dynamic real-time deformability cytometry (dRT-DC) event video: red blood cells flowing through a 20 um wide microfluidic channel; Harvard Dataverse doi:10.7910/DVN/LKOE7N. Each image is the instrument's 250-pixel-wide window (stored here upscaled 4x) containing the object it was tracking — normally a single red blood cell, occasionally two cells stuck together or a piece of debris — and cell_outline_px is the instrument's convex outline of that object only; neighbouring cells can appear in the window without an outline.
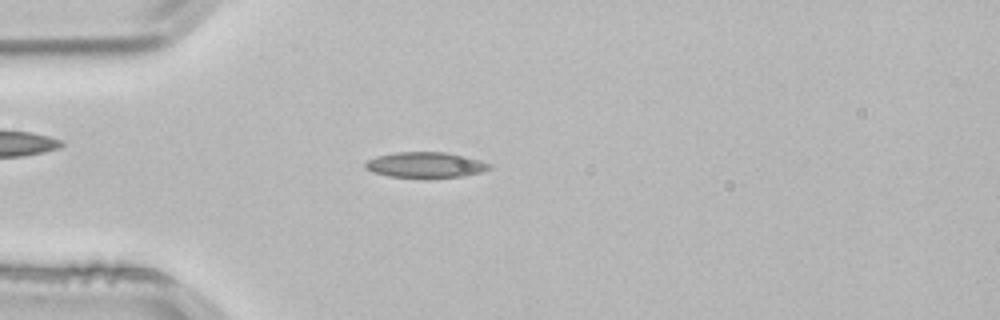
{"species": "common noctule bat (a hibernating species)", "species_latin": "Nyctalus noctula", "temperature_condition": "room temperature", "stored_images_in_passage": 51, "camera_frame_rate_fps": 3000, "um_per_image_px": 0.085, "animal": {"sex": "male", "body_mass_g": 21.5, "forearm_length_mm": 52.0}, "frame": {"image": 1, "passage_image": 13, "time_ms": 4.0, "image_size_px": [1000, 320], "cell_outline_px": [[492, 168], [480, 172], [464, 176], [388, 176], [372, 172], [364, 168], [364, 164], [368, 160], [376, 156], [396, 152], [448, 152], [468, 156], [480, 160], [488, 164]], "centroid_in_image_um": [36.15, 13.98], "position_along_channel_um": 48.9, "area_um2": 18.15}}
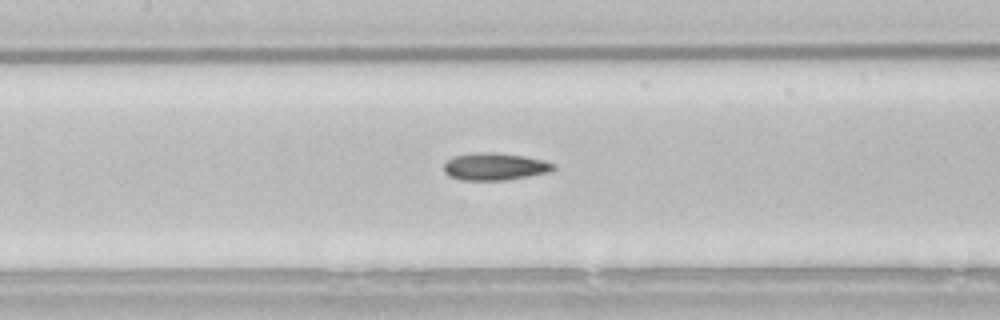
{"frame": {"image": 2, "passage_image": 23, "time_ms": 7.333, "image_size_px": [1000, 320], "cell_outline_px": [[556, 168], [552, 172], [504, 180], [460, 180], [448, 176], [444, 172], [444, 164], [452, 156], [476, 152], [492, 152], [524, 156], [544, 160], [556, 164]], "centroid_in_image_um": [42.07, 14.16], "position_along_channel_um": 165.3, "area_um2": 17.63}}
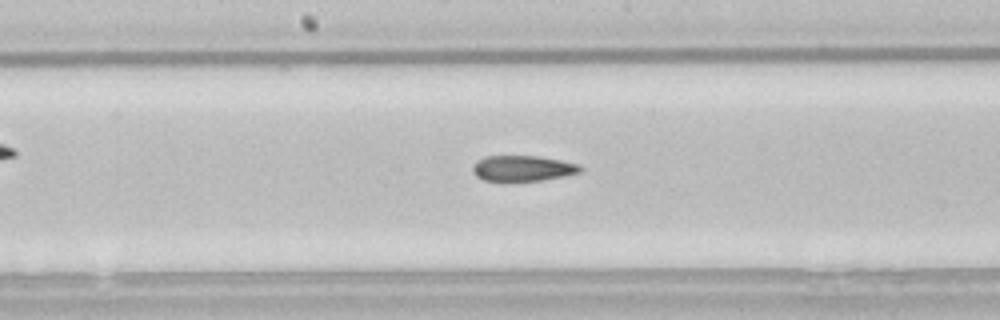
{"frame": {"image": 3, "passage_image": 26, "time_ms": 8.333, "image_size_px": [1000, 320], "cell_outline_px": [[584, 168], [580, 172], [564, 176], [540, 180], [504, 184], [500, 184], [484, 180], [476, 176], [472, 172], [472, 164], [476, 160], [484, 156], [540, 156], [580, 164]], "centroid_in_image_um": [44.36, 14.34], "position_along_channel_um": 203.8, "area_um2": 16.94}, "authors_computed_cell_mechanics": {"area_um2": 16.9354, "velocity_mm_per_s": 3.8595, "shape_relaxation_time_tau1_ms": null, "shape_relaxation_time_tau2_ms": 5.4754, "deformation_change_tau1": null, "deformation_change_tau2": 0.1416}}